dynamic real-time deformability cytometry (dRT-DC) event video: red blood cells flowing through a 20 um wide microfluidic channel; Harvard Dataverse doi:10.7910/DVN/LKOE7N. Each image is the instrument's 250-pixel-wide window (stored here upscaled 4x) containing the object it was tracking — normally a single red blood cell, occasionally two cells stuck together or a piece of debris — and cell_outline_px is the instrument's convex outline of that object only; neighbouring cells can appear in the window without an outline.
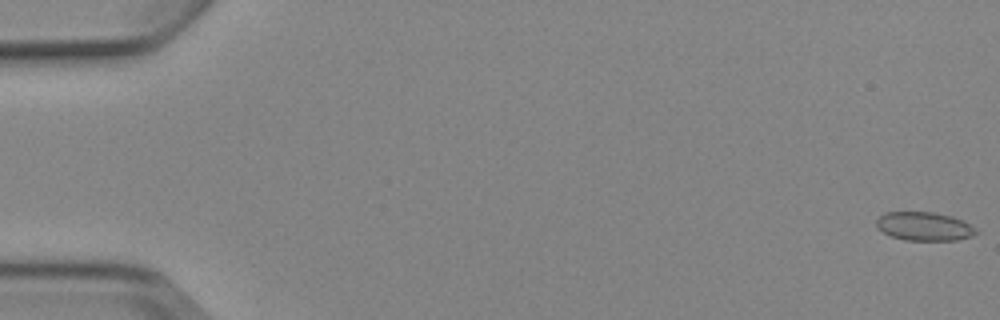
{"species": "Egyptian fruit bat (a non-hibernating species)", "species_latin": "Rousettus aegyptiacus", "temperature_condition": "cold", "stored_images_in_passage": 7, "camera_frame_rate_fps": 3000, "um_per_image_px": 0.085, "animal": {"sex": "female"}, "frame": {"image": 1, "passage_image": 1, "time_ms": 0.0, "image_size_px": [1000, 320], "cell_outline_px": [[980, 232], [972, 236], [956, 240], [904, 240], [892, 236], [876, 228], [876, 220], [884, 212], [932, 212], [952, 216], [964, 220], [976, 228]], "centroid_in_image_um": [78.58, 19.23], "position_along_channel_um": 6.4, "area_um2": 16.76}}
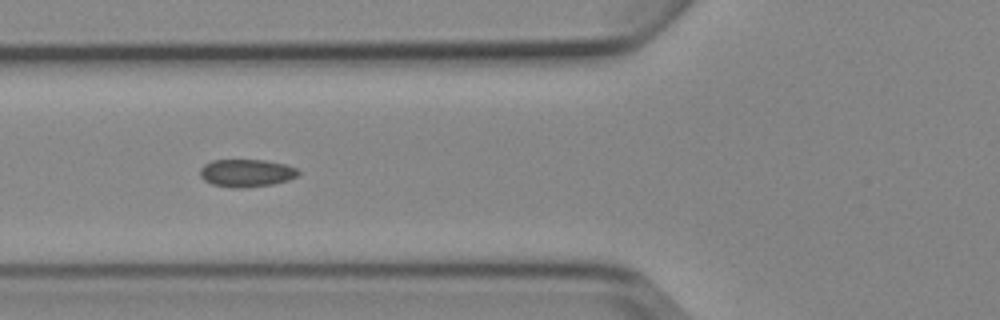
{"frame": {"image": 2, "passage_image": 6, "time_ms": 6.667, "image_size_px": [1000, 320], "cell_outline_px": [[300, 176], [288, 180], [272, 184], [240, 188], [232, 188], [212, 184], [204, 180], [200, 176], [200, 168], [204, 164], [212, 160], [264, 160], [284, 164], [296, 168], [300, 172]], "centroid_in_image_um": [20.94, 14.7], "position_along_channel_um": 104.9, "area_um2": 15.9}}
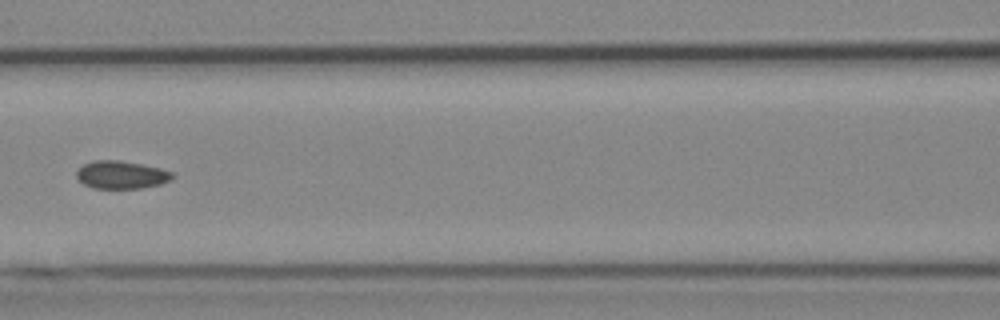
{"frame": {"image": 3, "passage_image": 7, "time_ms": 8.0, "image_size_px": [1000, 320], "cell_outline_px": [[176, 176], [160, 184], [140, 188], [92, 188], [84, 184], [76, 176], [76, 172], [84, 164], [92, 160], [116, 160], [140, 164], [160, 168], [172, 172]], "centroid_in_image_um": [10.3, 14.86], "position_along_channel_um": 156.3, "area_um2": 15.37}}